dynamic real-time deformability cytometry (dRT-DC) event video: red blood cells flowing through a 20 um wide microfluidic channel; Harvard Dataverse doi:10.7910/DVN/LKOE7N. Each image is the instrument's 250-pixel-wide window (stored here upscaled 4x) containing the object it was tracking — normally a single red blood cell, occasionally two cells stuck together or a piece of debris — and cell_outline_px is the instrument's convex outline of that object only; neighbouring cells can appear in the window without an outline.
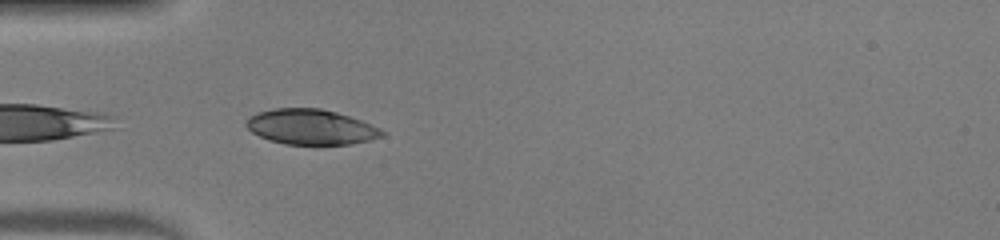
{"species": "human", "species_latin": "Homo sapiens", "temperature_condition": "warm", "stored_images_in_passage": 4, "camera_frame_rate_fps": 3000, "um_per_image_px": 0.085, "donor": {"sex": "male"}, "frame": {"image": 1, "passage_image": 1, "time_ms": 0.0, "image_size_px": [1000, 240], "cell_outline_px": [[384, 136], [352, 144], [284, 144], [268, 140], [252, 132], [244, 124], [248, 116], [256, 112], [272, 108], [320, 108], [336, 112], [360, 120], [380, 128], [384, 132]], "centroid_in_image_um": [26.37, 10.78], "position_along_channel_um": 58.6, "area_um2": 27.92}}